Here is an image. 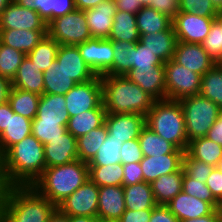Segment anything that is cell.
Wrapping results in <instances>:
<instances>
[{"label":"cell","instance_id":"1","mask_svg":"<svg viewBox=\"0 0 222 222\" xmlns=\"http://www.w3.org/2000/svg\"><path fill=\"white\" fill-rule=\"evenodd\" d=\"M45 168L44 145L31 134L0 157V187L31 186Z\"/></svg>","mask_w":222,"mask_h":222},{"label":"cell","instance_id":"2","mask_svg":"<svg viewBox=\"0 0 222 222\" xmlns=\"http://www.w3.org/2000/svg\"><path fill=\"white\" fill-rule=\"evenodd\" d=\"M56 208L32 186L0 187V222H48Z\"/></svg>","mask_w":222,"mask_h":222},{"label":"cell","instance_id":"3","mask_svg":"<svg viewBox=\"0 0 222 222\" xmlns=\"http://www.w3.org/2000/svg\"><path fill=\"white\" fill-rule=\"evenodd\" d=\"M103 104L106 113L146 116L155 99L126 76L102 75Z\"/></svg>","mask_w":222,"mask_h":222},{"label":"cell","instance_id":"4","mask_svg":"<svg viewBox=\"0 0 222 222\" xmlns=\"http://www.w3.org/2000/svg\"><path fill=\"white\" fill-rule=\"evenodd\" d=\"M87 179L88 163L77 159L68 164L45 168L31 186L57 207Z\"/></svg>","mask_w":222,"mask_h":222},{"label":"cell","instance_id":"5","mask_svg":"<svg viewBox=\"0 0 222 222\" xmlns=\"http://www.w3.org/2000/svg\"><path fill=\"white\" fill-rule=\"evenodd\" d=\"M145 125L178 149L186 151L185 117L178 100H155L145 116Z\"/></svg>","mask_w":222,"mask_h":222},{"label":"cell","instance_id":"6","mask_svg":"<svg viewBox=\"0 0 222 222\" xmlns=\"http://www.w3.org/2000/svg\"><path fill=\"white\" fill-rule=\"evenodd\" d=\"M179 102L185 117L188 142L196 138L206 137L222 109L200 94L183 98Z\"/></svg>","mask_w":222,"mask_h":222},{"label":"cell","instance_id":"7","mask_svg":"<svg viewBox=\"0 0 222 222\" xmlns=\"http://www.w3.org/2000/svg\"><path fill=\"white\" fill-rule=\"evenodd\" d=\"M47 34L59 45L76 46L92 38L85 12L80 9L52 20L47 25Z\"/></svg>","mask_w":222,"mask_h":222},{"label":"cell","instance_id":"8","mask_svg":"<svg viewBox=\"0 0 222 222\" xmlns=\"http://www.w3.org/2000/svg\"><path fill=\"white\" fill-rule=\"evenodd\" d=\"M164 74L166 99L179 101L199 94L202 76L198 73L170 59L164 64Z\"/></svg>","mask_w":222,"mask_h":222},{"label":"cell","instance_id":"9","mask_svg":"<svg viewBox=\"0 0 222 222\" xmlns=\"http://www.w3.org/2000/svg\"><path fill=\"white\" fill-rule=\"evenodd\" d=\"M64 97L70 117L95 108H105L101 77L98 75L90 81L76 84Z\"/></svg>","mask_w":222,"mask_h":222},{"label":"cell","instance_id":"10","mask_svg":"<svg viewBox=\"0 0 222 222\" xmlns=\"http://www.w3.org/2000/svg\"><path fill=\"white\" fill-rule=\"evenodd\" d=\"M99 187L87 179L86 182L63 200L57 208L67 216L97 217Z\"/></svg>","mask_w":222,"mask_h":222},{"label":"cell","instance_id":"11","mask_svg":"<svg viewBox=\"0 0 222 222\" xmlns=\"http://www.w3.org/2000/svg\"><path fill=\"white\" fill-rule=\"evenodd\" d=\"M215 20L216 17H201L197 14L179 12L172 19V25L178 41L201 44Z\"/></svg>","mask_w":222,"mask_h":222},{"label":"cell","instance_id":"12","mask_svg":"<svg viewBox=\"0 0 222 222\" xmlns=\"http://www.w3.org/2000/svg\"><path fill=\"white\" fill-rule=\"evenodd\" d=\"M76 46L81 57L96 75L102 76L113 65L112 40L91 38Z\"/></svg>","mask_w":222,"mask_h":222},{"label":"cell","instance_id":"13","mask_svg":"<svg viewBox=\"0 0 222 222\" xmlns=\"http://www.w3.org/2000/svg\"><path fill=\"white\" fill-rule=\"evenodd\" d=\"M47 30V24L37 11L12 1L0 15V30Z\"/></svg>","mask_w":222,"mask_h":222},{"label":"cell","instance_id":"14","mask_svg":"<svg viewBox=\"0 0 222 222\" xmlns=\"http://www.w3.org/2000/svg\"><path fill=\"white\" fill-rule=\"evenodd\" d=\"M105 124L113 139L126 142L139 137L145 126V116L137 113H106Z\"/></svg>","mask_w":222,"mask_h":222},{"label":"cell","instance_id":"15","mask_svg":"<svg viewBox=\"0 0 222 222\" xmlns=\"http://www.w3.org/2000/svg\"><path fill=\"white\" fill-rule=\"evenodd\" d=\"M125 76L155 100L166 99L164 65L132 68Z\"/></svg>","mask_w":222,"mask_h":222},{"label":"cell","instance_id":"16","mask_svg":"<svg viewBox=\"0 0 222 222\" xmlns=\"http://www.w3.org/2000/svg\"><path fill=\"white\" fill-rule=\"evenodd\" d=\"M173 60L179 65L184 66L203 76L216 63L208 56L201 44L177 42Z\"/></svg>","mask_w":222,"mask_h":222},{"label":"cell","instance_id":"17","mask_svg":"<svg viewBox=\"0 0 222 222\" xmlns=\"http://www.w3.org/2000/svg\"><path fill=\"white\" fill-rule=\"evenodd\" d=\"M56 60L77 84L85 83L97 76L81 57L77 46L59 45Z\"/></svg>","mask_w":222,"mask_h":222},{"label":"cell","instance_id":"18","mask_svg":"<svg viewBox=\"0 0 222 222\" xmlns=\"http://www.w3.org/2000/svg\"><path fill=\"white\" fill-rule=\"evenodd\" d=\"M46 168L68 164L78 159L77 139L66 132L44 145Z\"/></svg>","mask_w":222,"mask_h":222},{"label":"cell","instance_id":"19","mask_svg":"<svg viewBox=\"0 0 222 222\" xmlns=\"http://www.w3.org/2000/svg\"><path fill=\"white\" fill-rule=\"evenodd\" d=\"M185 153H170L157 156H143L140 166L144 181L151 183L162 175H168L183 167Z\"/></svg>","mask_w":222,"mask_h":222},{"label":"cell","instance_id":"20","mask_svg":"<svg viewBox=\"0 0 222 222\" xmlns=\"http://www.w3.org/2000/svg\"><path fill=\"white\" fill-rule=\"evenodd\" d=\"M116 11L114 0H107L84 11L92 38H109Z\"/></svg>","mask_w":222,"mask_h":222},{"label":"cell","instance_id":"21","mask_svg":"<svg viewBox=\"0 0 222 222\" xmlns=\"http://www.w3.org/2000/svg\"><path fill=\"white\" fill-rule=\"evenodd\" d=\"M166 206L179 221L209 215L215 210L209 202L193 197L183 191L177 194Z\"/></svg>","mask_w":222,"mask_h":222},{"label":"cell","instance_id":"22","mask_svg":"<svg viewBox=\"0 0 222 222\" xmlns=\"http://www.w3.org/2000/svg\"><path fill=\"white\" fill-rule=\"evenodd\" d=\"M125 211L124 186L99 187L97 217L120 219Z\"/></svg>","mask_w":222,"mask_h":222},{"label":"cell","instance_id":"23","mask_svg":"<svg viewBox=\"0 0 222 222\" xmlns=\"http://www.w3.org/2000/svg\"><path fill=\"white\" fill-rule=\"evenodd\" d=\"M69 118L70 116L67 111L64 95H41L38 103L37 115L33 120L60 123L62 126H67Z\"/></svg>","mask_w":222,"mask_h":222},{"label":"cell","instance_id":"24","mask_svg":"<svg viewBox=\"0 0 222 222\" xmlns=\"http://www.w3.org/2000/svg\"><path fill=\"white\" fill-rule=\"evenodd\" d=\"M140 41L154 55L161 58L164 62H167L170 59H173L178 39L173 25H171L165 31L140 35Z\"/></svg>","mask_w":222,"mask_h":222},{"label":"cell","instance_id":"25","mask_svg":"<svg viewBox=\"0 0 222 222\" xmlns=\"http://www.w3.org/2000/svg\"><path fill=\"white\" fill-rule=\"evenodd\" d=\"M47 35V30H0L1 43L26 55Z\"/></svg>","mask_w":222,"mask_h":222},{"label":"cell","instance_id":"26","mask_svg":"<svg viewBox=\"0 0 222 222\" xmlns=\"http://www.w3.org/2000/svg\"><path fill=\"white\" fill-rule=\"evenodd\" d=\"M12 87L44 94V77L41 72L26 55L18 68L16 76L11 81Z\"/></svg>","mask_w":222,"mask_h":222},{"label":"cell","instance_id":"27","mask_svg":"<svg viewBox=\"0 0 222 222\" xmlns=\"http://www.w3.org/2000/svg\"><path fill=\"white\" fill-rule=\"evenodd\" d=\"M32 120L9 113L7 128L0 134V157L15 143L31 135Z\"/></svg>","mask_w":222,"mask_h":222},{"label":"cell","instance_id":"28","mask_svg":"<svg viewBox=\"0 0 222 222\" xmlns=\"http://www.w3.org/2000/svg\"><path fill=\"white\" fill-rule=\"evenodd\" d=\"M183 167L171 174L162 175L153 182L151 187L157 205L168 204L182 191Z\"/></svg>","mask_w":222,"mask_h":222},{"label":"cell","instance_id":"29","mask_svg":"<svg viewBox=\"0 0 222 222\" xmlns=\"http://www.w3.org/2000/svg\"><path fill=\"white\" fill-rule=\"evenodd\" d=\"M185 152L191 158L214 167H220L222 162V146L207 137L189 141Z\"/></svg>","mask_w":222,"mask_h":222},{"label":"cell","instance_id":"30","mask_svg":"<svg viewBox=\"0 0 222 222\" xmlns=\"http://www.w3.org/2000/svg\"><path fill=\"white\" fill-rule=\"evenodd\" d=\"M105 116V108H95L72 116L68 120L67 131L77 139L88 134L92 129L102 126L105 123Z\"/></svg>","mask_w":222,"mask_h":222},{"label":"cell","instance_id":"31","mask_svg":"<svg viewBox=\"0 0 222 222\" xmlns=\"http://www.w3.org/2000/svg\"><path fill=\"white\" fill-rule=\"evenodd\" d=\"M124 200L126 209L133 211L153 209L157 205L151 183L145 181L124 186Z\"/></svg>","mask_w":222,"mask_h":222},{"label":"cell","instance_id":"32","mask_svg":"<svg viewBox=\"0 0 222 222\" xmlns=\"http://www.w3.org/2000/svg\"><path fill=\"white\" fill-rule=\"evenodd\" d=\"M108 40L136 43L140 40L136 15L124 11H116Z\"/></svg>","mask_w":222,"mask_h":222},{"label":"cell","instance_id":"33","mask_svg":"<svg viewBox=\"0 0 222 222\" xmlns=\"http://www.w3.org/2000/svg\"><path fill=\"white\" fill-rule=\"evenodd\" d=\"M44 94H67L77 83L70 78L62 65L55 59L52 65L43 72Z\"/></svg>","mask_w":222,"mask_h":222},{"label":"cell","instance_id":"34","mask_svg":"<svg viewBox=\"0 0 222 222\" xmlns=\"http://www.w3.org/2000/svg\"><path fill=\"white\" fill-rule=\"evenodd\" d=\"M143 156H157L170 153H185L174 144L166 141L146 125L141 129L138 137Z\"/></svg>","mask_w":222,"mask_h":222},{"label":"cell","instance_id":"35","mask_svg":"<svg viewBox=\"0 0 222 222\" xmlns=\"http://www.w3.org/2000/svg\"><path fill=\"white\" fill-rule=\"evenodd\" d=\"M137 28L140 35L157 33L167 30L172 19L149 6H144L136 14Z\"/></svg>","mask_w":222,"mask_h":222},{"label":"cell","instance_id":"36","mask_svg":"<svg viewBox=\"0 0 222 222\" xmlns=\"http://www.w3.org/2000/svg\"><path fill=\"white\" fill-rule=\"evenodd\" d=\"M40 97L37 93L12 87L8 102L14 113L33 120L37 115Z\"/></svg>","mask_w":222,"mask_h":222},{"label":"cell","instance_id":"37","mask_svg":"<svg viewBox=\"0 0 222 222\" xmlns=\"http://www.w3.org/2000/svg\"><path fill=\"white\" fill-rule=\"evenodd\" d=\"M107 134L108 129L104 123L102 126L92 129L88 134L77 138L78 159L89 164L105 141Z\"/></svg>","mask_w":222,"mask_h":222},{"label":"cell","instance_id":"38","mask_svg":"<svg viewBox=\"0 0 222 222\" xmlns=\"http://www.w3.org/2000/svg\"><path fill=\"white\" fill-rule=\"evenodd\" d=\"M113 65L103 75L125 76L133 68V49L136 43L112 41Z\"/></svg>","mask_w":222,"mask_h":222},{"label":"cell","instance_id":"39","mask_svg":"<svg viewBox=\"0 0 222 222\" xmlns=\"http://www.w3.org/2000/svg\"><path fill=\"white\" fill-rule=\"evenodd\" d=\"M199 94L222 109V64H215L201 77Z\"/></svg>","mask_w":222,"mask_h":222},{"label":"cell","instance_id":"40","mask_svg":"<svg viewBox=\"0 0 222 222\" xmlns=\"http://www.w3.org/2000/svg\"><path fill=\"white\" fill-rule=\"evenodd\" d=\"M88 176L98 187L123 186V164L88 166Z\"/></svg>","mask_w":222,"mask_h":222},{"label":"cell","instance_id":"41","mask_svg":"<svg viewBox=\"0 0 222 222\" xmlns=\"http://www.w3.org/2000/svg\"><path fill=\"white\" fill-rule=\"evenodd\" d=\"M58 48L59 44L47 34L27 56L41 72H45L56 59Z\"/></svg>","mask_w":222,"mask_h":222},{"label":"cell","instance_id":"42","mask_svg":"<svg viewBox=\"0 0 222 222\" xmlns=\"http://www.w3.org/2000/svg\"><path fill=\"white\" fill-rule=\"evenodd\" d=\"M124 142L113 139L108 133L105 141L99 147L95 157L88 166H105L121 163L120 148Z\"/></svg>","mask_w":222,"mask_h":222},{"label":"cell","instance_id":"43","mask_svg":"<svg viewBox=\"0 0 222 222\" xmlns=\"http://www.w3.org/2000/svg\"><path fill=\"white\" fill-rule=\"evenodd\" d=\"M25 56V53L0 43V76L12 81Z\"/></svg>","mask_w":222,"mask_h":222},{"label":"cell","instance_id":"44","mask_svg":"<svg viewBox=\"0 0 222 222\" xmlns=\"http://www.w3.org/2000/svg\"><path fill=\"white\" fill-rule=\"evenodd\" d=\"M182 191L193 197L209 202L215 209L221 205L213 196L206 183L189 177L183 170Z\"/></svg>","mask_w":222,"mask_h":222},{"label":"cell","instance_id":"45","mask_svg":"<svg viewBox=\"0 0 222 222\" xmlns=\"http://www.w3.org/2000/svg\"><path fill=\"white\" fill-rule=\"evenodd\" d=\"M201 45L214 63L222 64V28L216 21Z\"/></svg>","mask_w":222,"mask_h":222},{"label":"cell","instance_id":"46","mask_svg":"<svg viewBox=\"0 0 222 222\" xmlns=\"http://www.w3.org/2000/svg\"><path fill=\"white\" fill-rule=\"evenodd\" d=\"M67 132L66 126L60 123L41 122L32 120L31 134L36 137L43 145L54 140Z\"/></svg>","mask_w":222,"mask_h":222},{"label":"cell","instance_id":"47","mask_svg":"<svg viewBox=\"0 0 222 222\" xmlns=\"http://www.w3.org/2000/svg\"><path fill=\"white\" fill-rule=\"evenodd\" d=\"M179 12L197 14L201 17H217L219 13L211 0H180Z\"/></svg>","mask_w":222,"mask_h":222},{"label":"cell","instance_id":"48","mask_svg":"<svg viewBox=\"0 0 222 222\" xmlns=\"http://www.w3.org/2000/svg\"><path fill=\"white\" fill-rule=\"evenodd\" d=\"M214 166L191 158L186 152L183 158V170L191 178L206 183Z\"/></svg>","mask_w":222,"mask_h":222},{"label":"cell","instance_id":"49","mask_svg":"<svg viewBox=\"0 0 222 222\" xmlns=\"http://www.w3.org/2000/svg\"><path fill=\"white\" fill-rule=\"evenodd\" d=\"M164 64L165 62L146 48L140 40L136 42V46L133 49V68L153 67Z\"/></svg>","mask_w":222,"mask_h":222},{"label":"cell","instance_id":"50","mask_svg":"<svg viewBox=\"0 0 222 222\" xmlns=\"http://www.w3.org/2000/svg\"><path fill=\"white\" fill-rule=\"evenodd\" d=\"M19 6L37 11L48 25L53 20L52 0H13Z\"/></svg>","mask_w":222,"mask_h":222},{"label":"cell","instance_id":"51","mask_svg":"<svg viewBox=\"0 0 222 222\" xmlns=\"http://www.w3.org/2000/svg\"><path fill=\"white\" fill-rule=\"evenodd\" d=\"M121 163L140 162L143 158L138 138L126 141L120 148Z\"/></svg>","mask_w":222,"mask_h":222},{"label":"cell","instance_id":"52","mask_svg":"<svg viewBox=\"0 0 222 222\" xmlns=\"http://www.w3.org/2000/svg\"><path fill=\"white\" fill-rule=\"evenodd\" d=\"M144 181L140 162L123 164V186H129Z\"/></svg>","mask_w":222,"mask_h":222},{"label":"cell","instance_id":"53","mask_svg":"<svg viewBox=\"0 0 222 222\" xmlns=\"http://www.w3.org/2000/svg\"><path fill=\"white\" fill-rule=\"evenodd\" d=\"M206 185L212 192L214 198L222 204V169L214 167L206 179Z\"/></svg>","mask_w":222,"mask_h":222},{"label":"cell","instance_id":"54","mask_svg":"<svg viewBox=\"0 0 222 222\" xmlns=\"http://www.w3.org/2000/svg\"><path fill=\"white\" fill-rule=\"evenodd\" d=\"M179 6L180 0H155L152 8L173 19L179 13Z\"/></svg>","mask_w":222,"mask_h":222},{"label":"cell","instance_id":"55","mask_svg":"<svg viewBox=\"0 0 222 222\" xmlns=\"http://www.w3.org/2000/svg\"><path fill=\"white\" fill-rule=\"evenodd\" d=\"M149 222H180L166 205H156Z\"/></svg>","mask_w":222,"mask_h":222},{"label":"cell","instance_id":"56","mask_svg":"<svg viewBox=\"0 0 222 222\" xmlns=\"http://www.w3.org/2000/svg\"><path fill=\"white\" fill-rule=\"evenodd\" d=\"M153 209H144V210H129L122 214L120 217V222H149L150 216Z\"/></svg>","mask_w":222,"mask_h":222},{"label":"cell","instance_id":"57","mask_svg":"<svg viewBox=\"0 0 222 222\" xmlns=\"http://www.w3.org/2000/svg\"><path fill=\"white\" fill-rule=\"evenodd\" d=\"M53 20L76 9L74 0H52Z\"/></svg>","mask_w":222,"mask_h":222},{"label":"cell","instance_id":"58","mask_svg":"<svg viewBox=\"0 0 222 222\" xmlns=\"http://www.w3.org/2000/svg\"><path fill=\"white\" fill-rule=\"evenodd\" d=\"M117 11H124L137 14L143 7L139 0H114Z\"/></svg>","mask_w":222,"mask_h":222},{"label":"cell","instance_id":"59","mask_svg":"<svg viewBox=\"0 0 222 222\" xmlns=\"http://www.w3.org/2000/svg\"><path fill=\"white\" fill-rule=\"evenodd\" d=\"M206 137L222 146V112L209 129Z\"/></svg>","mask_w":222,"mask_h":222},{"label":"cell","instance_id":"60","mask_svg":"<svg viewBox=\"0 0 222 222\" xmlns=\"http://www.w3.org/2000/svg\"><path fill=\"white\" fill-rule=\"evenodd\" d=\"M9 113H14L9 102L0 104V134L7 128Z\"/></svg>","mask_w":222,"mask_h":222},{"label":"cell","instance_id":"61","mask_svg":"<svg viewBox=\"0 0 222 222\" xmlns=\"http://www.w3.org/2000/svg\"><path fill=\"white\" fill-rule=\"evenodd\" d=\"M11 88V81L5 77L0 76V104L8 101Z\"/></svg>","mask_w":222,"mask_h":222},{"label":"cell","instance_id":"62","mask_svg":"<svg viewBox=\"0 0 222 222\" xmlns=\"http://www.w3.org/2000/svg\"><path fill=\"white\" fill-rule=\"evenodd\" d=\"M180 222H221V216L217 208L209 215L193 219L182 220Z\"/></svg>","mask_w":222,"mask_h":222},{"label":"cell","instance_id":"63","mask_svg":"<svg viewBox=\"0 0 222 222\" xmlns=\"http://www.w3.org/2000/svg\"><path fill=\"white\" fill-rule=\"evenodd\" d=\"M107 0H74L76 9L85 11L90 8L98 6L100 3H103Z\"/></svg>","mask_w":222,"mask_h":222},{"label":"cell","instance_id":"64","mask_svg":"<svg viewBox=\"0 0 222 222\" xmlns=\"http://www.w3.org/2000/svg\"><path fill=\"white\" fill-rule=\"evenodd\" d=\"M48 222H69V216L62 213L58 208L51 214Z\"/></svg>","mask_w":222,"mask_h":222},{"label":"cell","instance_id":"65","mask_svg":"<svg viewBox=\"0 0 222 222\" xmlns=\"http://www.w3.org/2000/svg\"><path fill=\"white\" fill-rule=\"evenodd\" d=\"M69 222H97V217L69 216Z\"/></svg>","mask_w":222,"mask_h":222},{"label":"cell","instance_id":"66","mask_svg":"<svg viewBox=\"0 0 222 222\" xmlns=\"http://www.w3.org/2000/svg\"><path fill=\"white\" fill-rule=\"evenodd\" d=\"M211 3L218 12L222 11V0H211Z\"/></svg>","mask_w":222,"mask_h":222},{"label":"cell","instance_id":"67","mask_svg":"<svg viewBox=\"0 0 222 222\" xmlns=\"http://www.w3.org/2000/svg\"><path fill=\"white\" fill-rule=\"evenodd\" d=\"M13 0H0V15L2 11L12 2Z\"/></svg>","mask_w":222,"mask_h":222},{"label":"cell","instance_id":"68","mask_svg":"<svg viewBox=\"0 0 222 222\" xmlns=\"http://www.w3.org/2000/svg\"><path fill=\"white\" fill-rule=\"evenodd\" d=\"M141 2V5L152 7L155 4V0H139Z\"/></svg>","mask_w":222,"mask_h":222},{"label":"cell","instance_id":"69","mask_svg":"<svg viewBox=\"0 0 222 222\" xmlns=\"http://www.w3.org/2000/svg\"><path fill=\"white\" fill-rule=\"evenodd\" d=\"M97 222H120L119 219H107L97 217Z\"/></svg>","mask_w":222,"mask_h":222},{"label":"cell","instance_id":"70","mask_svg":"<svg viewBox=\"0 0 222 222\" xmlns=\"http://www.w3.org/2000/svg\"><path fill=\"white\" fill-rule=\"evenodd\" d=\"M222 28V11H220L215 20Z\"/></svg>","mask_w":222,"mask_h":222},{"label":"cell","instance_id":"71","mask_svg":"<svg viewBox=\"0 0 222 222\" xmlns=\"http://www.w3.org/2000/svg\"><path fill=\"white\" fill-rule=\"evenodd\" d=\"M220 216H221V222H222V204L218 208Z\"/></svg>","mask_w":222,"mask_h":222}]
</instances>
